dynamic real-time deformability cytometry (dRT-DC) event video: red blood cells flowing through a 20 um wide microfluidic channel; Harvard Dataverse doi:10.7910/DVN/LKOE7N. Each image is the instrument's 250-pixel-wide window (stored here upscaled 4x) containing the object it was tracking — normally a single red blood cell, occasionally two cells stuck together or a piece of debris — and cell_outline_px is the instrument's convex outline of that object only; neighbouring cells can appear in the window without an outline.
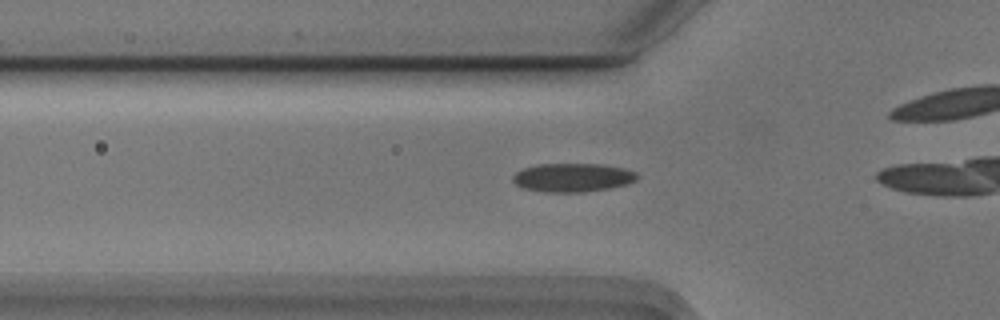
{"species": "Egyptian fruit bat (a non-hibernating species)", "species_latin": "Rousettus aegyptiacus", "temperature_condition": "cold", "stored_images_in_passage": 47, "camera_frame_rate_fps": 3000, "um_per_image_px": 0.085, "animal": {"sex": "male"}, "frame": {"image": 1, "passage_image": 10, "time_ms": 3.0, "image_size_px": [1000, 320], "cell_outline_px": [[640, 176], [636, 180], [628, 184], [608, 188], [584, 192], [548, 192], [524, 188], [516, 184], [512, 180], [512, 176], [516, 172], [524, 168], [536, 164], [600, 164], [624, 168], [636, 172]], "centroid_in_image_um": [48.69, 15.08], "position_along_channel_um": 77.1, "area_um2": 20.75}}
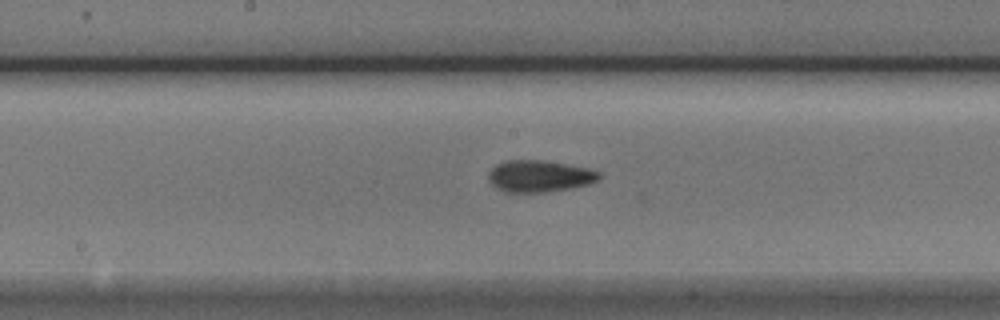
{"frame": {"image": 2, "passage_image": 20, "time_ms": 6.333, "image_size_px": [1000, 320], "cell_outline_px": [[600, 180], [588, 184], [572, 188], [548, 192], [504, 192], [496, 188], [492, 184], [488, 176], [488, 172], [496, 164], [508, 160], [544, 160], [568, 164], [588, 168], [600, 172]], "centroid_in_image_um": [45.86, 14.97], "position_along_channel_um": 202.3, "area_um2": 20.63}}
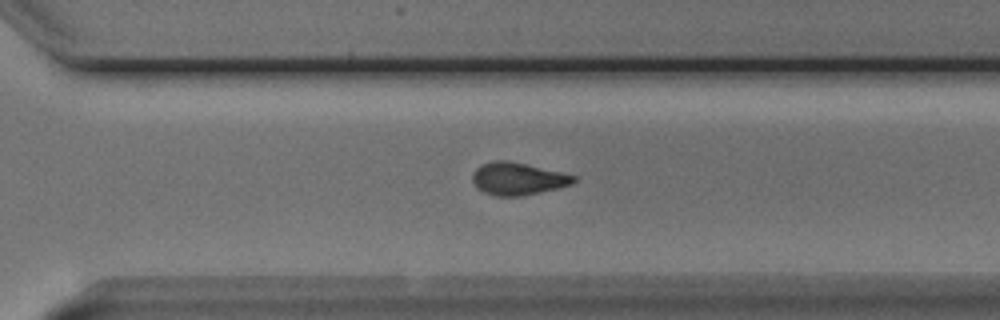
{"frame": {"image": 3, "passage_image": 30, "time_ms": 9.667, "image_size_px": [1000, 320], "cell_outline_px": [[576, 180], [572, 184], [524, 196], [496, 196], [484, 192], [476, 188], [472, 180], [472, 172], [476, 168], [484, 164], [496, 160], [508, 160], [528, 164], [576, 176]], "centroid_in_image_um": [43.99, 15.19], "position_along_channel_um": 326.6, "area_um2": 19.13}, "authors_computed_cell_mechanics": {"area_um2": 19.9988, "velocity_mm_per_s": 3.7349, "shape_relaxation_time_tau1_ms": 4.5722, "shape_relaxation_time_tau2_ms": 2.0617, "deformation_change_tau1": 0.1248, "deformation_change_tau2": 0.0629}}